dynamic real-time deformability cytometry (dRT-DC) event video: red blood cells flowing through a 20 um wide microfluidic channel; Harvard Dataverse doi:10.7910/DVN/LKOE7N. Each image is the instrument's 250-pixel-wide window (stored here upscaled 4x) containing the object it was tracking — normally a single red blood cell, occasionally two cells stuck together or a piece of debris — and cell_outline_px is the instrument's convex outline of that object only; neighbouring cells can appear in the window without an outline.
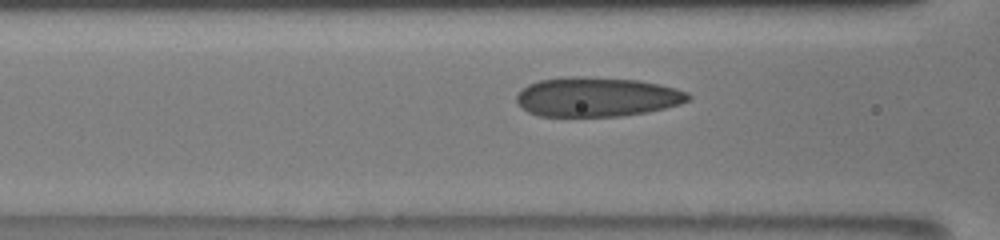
{"species": "human", "species_latin": "Homo sapiens", "temperature_condition": "room temperature", "stored_images_in_passage": 11, "camera_frame_rate_fps": 3000, "um_per_image_px": 0.085, "donor": {"sex": "male"}, "frame": {"image": 1, "passage_image": 5, "time_ms": 2.667, "image_size_px": [1000, 240], "cell_outline_px": [[692, 100], [680, 104], [648, 112], [620, 116], [540, 116], [528, 112], [516, 100], [516, 96], [528, 84], [540, 80], [568, 76], [576, 76], [640, 80], [660, 84], [676, 88], [688, 92], [692, 96]], "centroid_in_image_um": [50.79, 8.23], "position_along_channel_um": 115.8, "area_um2": 39.54}}